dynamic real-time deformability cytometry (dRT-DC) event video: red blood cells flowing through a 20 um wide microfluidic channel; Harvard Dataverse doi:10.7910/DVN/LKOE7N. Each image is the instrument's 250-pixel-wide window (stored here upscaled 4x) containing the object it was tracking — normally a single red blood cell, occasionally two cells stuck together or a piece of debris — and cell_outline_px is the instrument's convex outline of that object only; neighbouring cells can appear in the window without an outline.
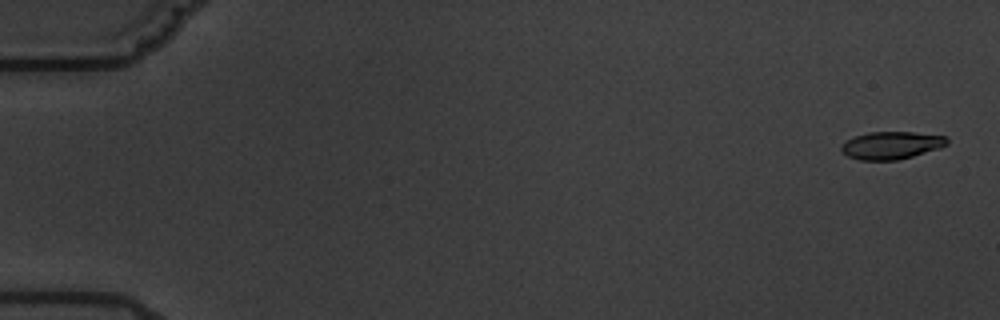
{"species": "common noctule bat (a hibernating species)", "species_latin": "Nyctalus noctula", "temperature_condition": "warm", "stored_images_in_passage": 5, "camera_frame_rate_fps": 3000, "um_per_image_px": 0.085, "animal": {"sex": "male", "body_mass_g": 19.5, "forearm_length_mm": 54.6}, "frame": {"image": 1, "passage_image": 1, "time_ms": 0.0, "image_size_px": [1000, 320], "cell_outline_px": [[948, 144], [940, 148], [912, 156], [896, 160], [860, 160], [848, 156], [840, 148], [844, 140], [868, 132], [912, 132], [948, 136]], "centroid_in_image_um": [75.77, 12.34], "position_along_channel_um": 9.2, "area_um2": 16.99}}
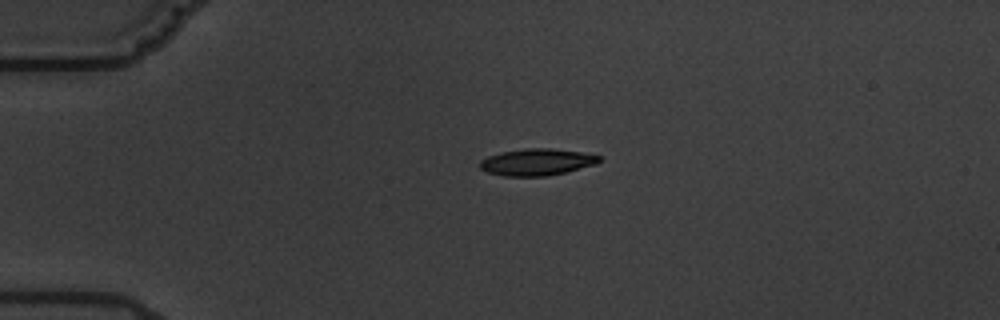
{"frame": {"image": 2, "passage_image": 4, "time_ms": 4.333, "image_size_px": [1000, 320], "cell_outline_px": [[600, 160], [596, 164], [548, 176], [504, 176], [488, 172], [480, 168], [480, 160], [488, 156], [500, 152], [528, 148], [552, 148], [580, 152], [600, 156]], "centroid_in_image_um": [45.61, 13.77], "position_along_channel_um": 39.4, "area_um2": 18.44}}